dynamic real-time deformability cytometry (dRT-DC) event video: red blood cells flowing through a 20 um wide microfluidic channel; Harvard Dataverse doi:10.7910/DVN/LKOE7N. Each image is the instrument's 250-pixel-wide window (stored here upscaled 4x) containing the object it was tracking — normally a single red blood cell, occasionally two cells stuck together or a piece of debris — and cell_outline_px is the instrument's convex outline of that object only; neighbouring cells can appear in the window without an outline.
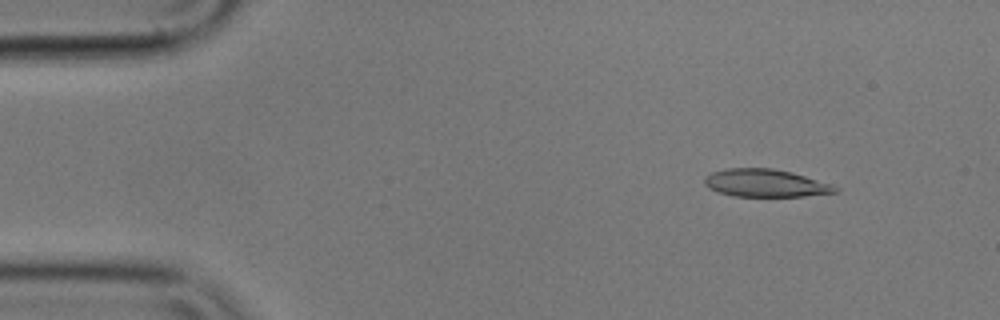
{"species": "common noctule bat (a hibernating species)", "species_latin": "Nyctalus noctula", "temperature_condition": "cold", "stored_images_in_passage": 56, "camera_frame_rate_fps": 3000, "um_per_image_px": 0.085, "animal": {"sex": "male", "body_mass_g": 17.9}, "frame": {"image": 1, "passage_image": 6, "time_ms": 1.667, "image_size_px": [1000, 320], "cell_outline_px": [[840, 188], [836, 192], [804, 196], [732, 196], [708, 188], [704, 184], [704, 176], [712, 172], [728, 168], [772, 168], [792, 172], [832, 184]], "centroid_in_image_um": [65.05, 15.56], "position_along_channel_um": 19.9, "area_um2": 21.1}}
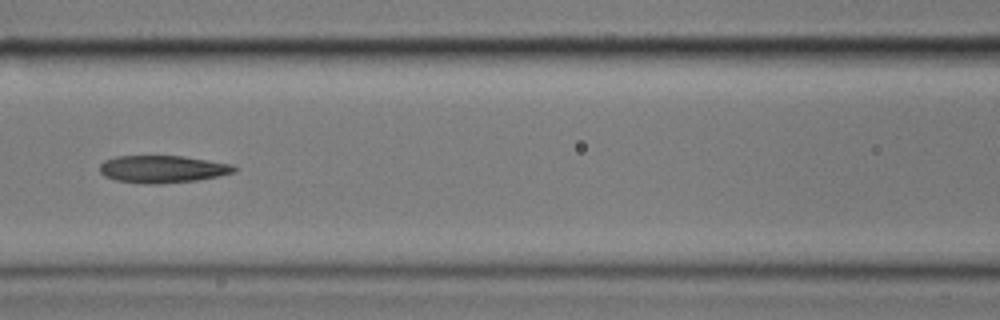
{"frame": {"image": 2, "passage_image": 24, "time_ms": 7.667, "image_size_px": [1000, 320], "cell_outline_px": [[240, 168], [236, 172], [196, 180], [156, 184], [148, 184], [116, 180], [104, 176], [100, 172], [100, 164], [104, 160], [116, 156], [184, 156], [232, 164]], "centroid_in_image_um": [13.83, 14.36], "position_along_channel_um": 152.8, "area_um2": 21.44}}
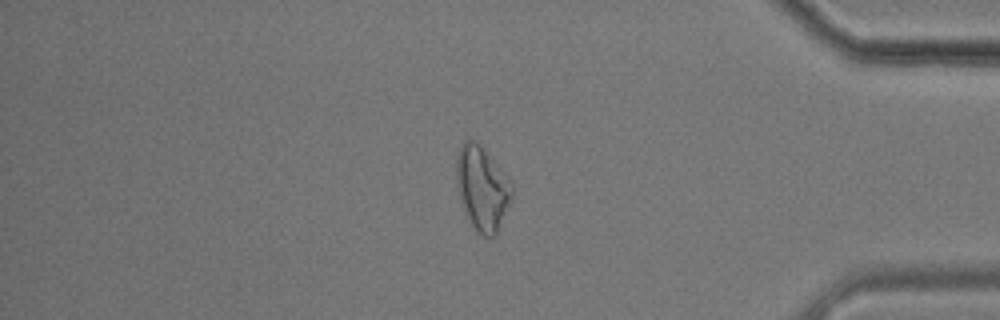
{"frame": {"image": 3, "passage_image": 47, "time_ms": 15.333, "image_size_px": [1000, 320], "cell_outline_px": [[512, 196], [496, 236], [492, 240], [476, 232], [468, 220], [464, 212], [456, 180], [456, 156], [460, 144], [464, 140], [476, 140], [480, 144], [512, 180]], "centroid_in_image_um": [40.99, 16.0], "position_along_channel_um": 394.2, "area_um2": 27.63}, "authors_computed_cell_mechanics": {"area_um2": 22.2241, "velocity_mm_per_s": 3.5288, "shape_relaxation_time_tau1_ms": null, "shape_relaxation_time_tau2_ms": 4.9895, "deformation_change_tau1": null, "deformation_change_tau2": 0.1566}}